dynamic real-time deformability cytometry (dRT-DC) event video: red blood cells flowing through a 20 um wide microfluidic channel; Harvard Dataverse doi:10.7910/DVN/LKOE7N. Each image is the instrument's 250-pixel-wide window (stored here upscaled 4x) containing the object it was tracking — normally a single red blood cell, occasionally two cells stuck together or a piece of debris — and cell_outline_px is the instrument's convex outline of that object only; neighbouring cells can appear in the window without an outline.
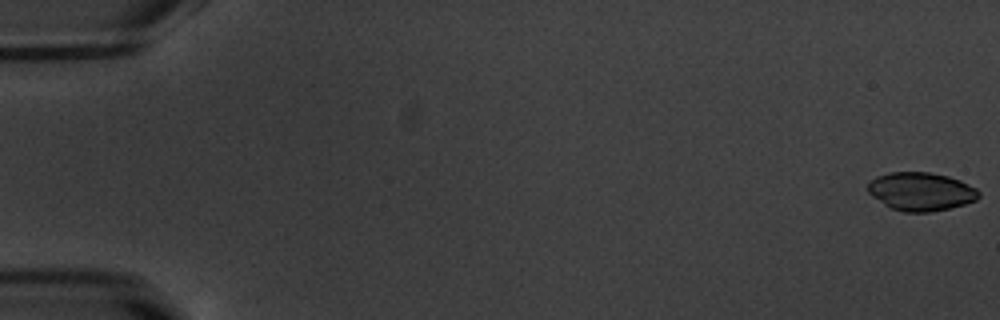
{"species": "common noctule bat (a hibernating species)", "species_latin": "Nyctalus noctula", "temperature_condition": "warm", "stored_images_in_passage": 54, "camera_frame_rate_fps": 3000, "um_per_image_px": 0.085, "animal": {"sex": "male", "body_mass_g": 20.1, "forearm_length_mm": 53.5}, "frame": {"image": 1, "passage_image": 1, "time_ms": 0.0, "image_size_px": [1000, 320], "cell_outline_px": [[980, 196], [976, 200], [964, 204], [932, 212], [904, 212], [892, 208], [884, 204], [872, 196], [868, 192], [868, 184], [876, 176], [888, 172], [928, 172], [948, 176], [960, 180], [976, 188], [980, 192]], "centroid_in_image_um": [78.28, 16.27], "position_along_channel_um": 6.7, "area_um2": 24.74}}
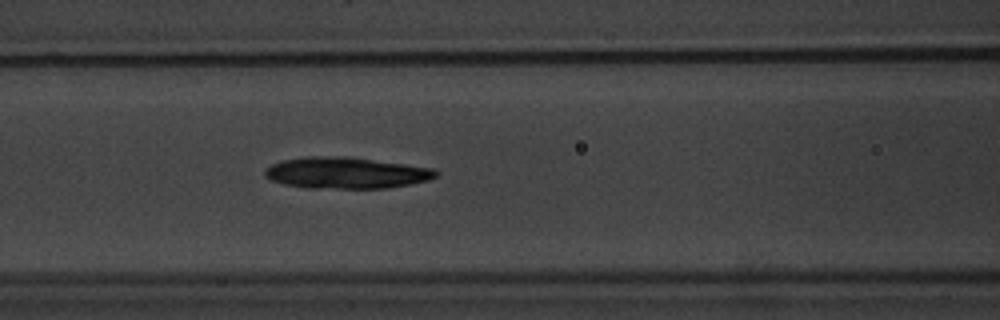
{"frame": {"image": 2, "passage_image": 24, "time_ms": 7.667, "image_size_px": [1000, 320], "cell_outline_px": [[440, 172], [436, 176], [428, 180], [388, 188], [308, 188], [284, 184], [272, 180], [264, 176], [264, 168], [272, 164], [284, 160], [308, 156], [344, 156], [436, 168]], "centroid_in_image_um": [29.42, 14.69], "position_along_channel_um": 137.2, "area_um2": 31.27}}
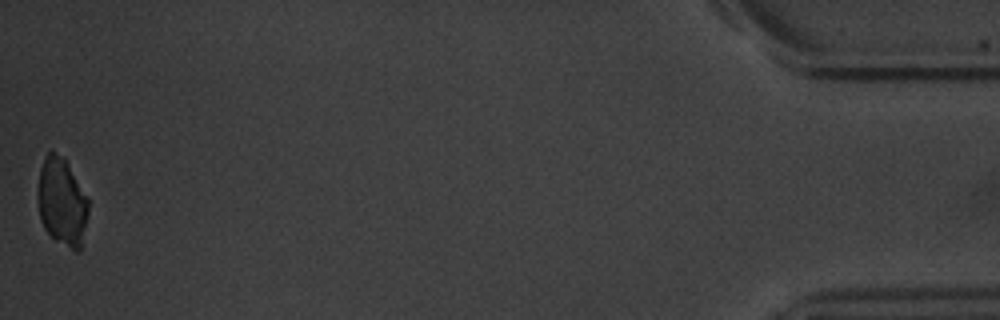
{"frame": {"image": 3, "passage_image": 54, "time_ms": 17.667, "image_size_px": [1000, 320], "cell_outline_px": [[88, 212], [80, 252], [76, 252], [56, 240], [44, 228], [40, 220], [36, 200], [36, 192], [40, 168], [44, 156], [52, 148], [68, 164], [88, 196]], "centroid_in_image_um": [5.24, 17.14], "position_along_channel_um": 430.0, "area_um2": 26.36}, "authors_computed_cell_mechanics": {"area_um2": 29.5936, "velocity_mm_per_s": 3.8216, "shape_relaxation_time_tau1_ms": 3.8108, "shape_relaxation_time_tau2_ms": null, "deformation_change_tau1": 0.1223, "deformation_change_tau2": null}}